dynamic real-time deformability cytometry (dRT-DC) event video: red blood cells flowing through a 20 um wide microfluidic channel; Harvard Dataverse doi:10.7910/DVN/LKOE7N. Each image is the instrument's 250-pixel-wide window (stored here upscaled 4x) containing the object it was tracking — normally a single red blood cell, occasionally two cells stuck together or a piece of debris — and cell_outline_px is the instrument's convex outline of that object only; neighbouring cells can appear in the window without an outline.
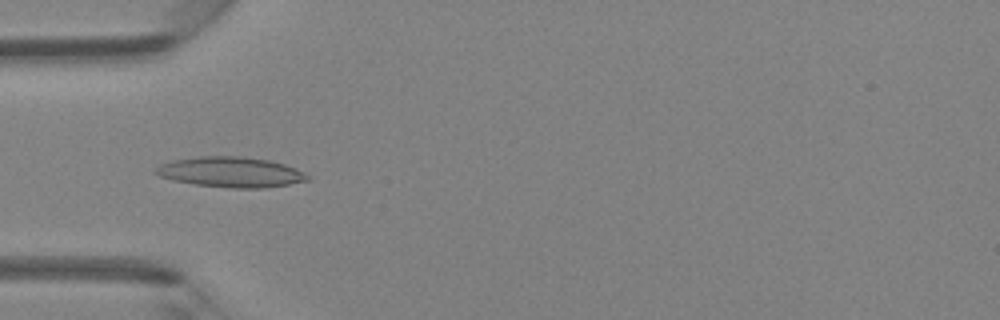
{"species": "Egyptian fruit bat (a non-hibernating species)", "species_latin": "Rousettus aegyptiacus", "temperature_condition": "room temperature", "stored_images_in_passage": 47, "camera_frame_rate_fps": 3000, "um_per_image_px": 0.085, "animal": {"sex": "female"}, "frame": {"image": 1, "passage_image": 15, "time_ms": 4.667, "image_size_px": [1000, 320], "cell_outline_px": [[308, 180], [288, 184], [264, 188], [232, 188], [196, 184], [172, 180], [160, 176], [152, 172], [160, 164], [172, 160], [200, 156], [240, 156], [268, 160], [284, 164], [296, 168], [304, 172], [308, 176]], "centroid_in_image_um": [19.59, 14.62], "position_along_channel_um": 65.4, "area_um2": 26.7}}
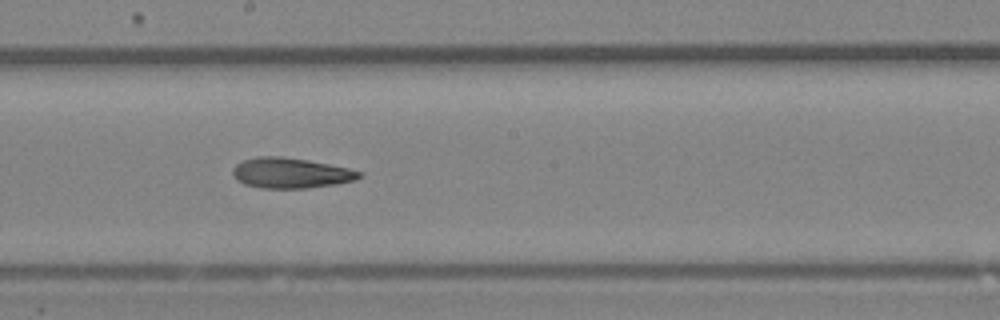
{"frame": {"image": 2, "passage_image": 26, "time_ms": 8.333, "image_size_px": [1000, 320], "cell_outline_px": [[364, 172], [356, 180], [336, 184], [308, 188], [260, 188], [244, 184], [236, 180], [232, 172], [232, 168], [236, 164], [244, 160], [256, 156], [280, 156], [308, 160], [348, 168]], "centroid_in_image_um": [24.69, 14.7], "position_along_channel_um": 223.5, "area_um2": 22.48}}
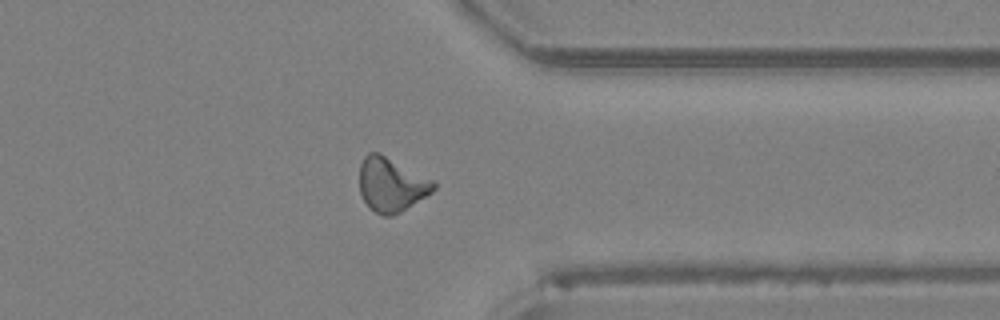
{"frame": {"image": 3, "passage_image": 37, "time_ms": 12.0, "image_size_px": [1000, 320], "cell_outline_px": [[436, 188], [432, 192], [400, 212], [392, 216], [384, 216], [368, 208], [360, 192], [360, 164], [364, 156], [368, 152], [380, 152], [436, 180]], "centroid_in_image_um": [33.28, 15.66], "position_along_channel_um": 378.1, "area_um2": 23.7}, "authors_computed_cell_mechanics": {"area_um2": 22.8888, "velocity_mm_per_s": 4.3418, "shape_relaxation_time_tau1_ms": 9.6491, "shape_relaxation_time_tau2_ms": 3.7225, "deformation_change_tau1": 0.2028, "deformation_change_tau2": 0.135}}